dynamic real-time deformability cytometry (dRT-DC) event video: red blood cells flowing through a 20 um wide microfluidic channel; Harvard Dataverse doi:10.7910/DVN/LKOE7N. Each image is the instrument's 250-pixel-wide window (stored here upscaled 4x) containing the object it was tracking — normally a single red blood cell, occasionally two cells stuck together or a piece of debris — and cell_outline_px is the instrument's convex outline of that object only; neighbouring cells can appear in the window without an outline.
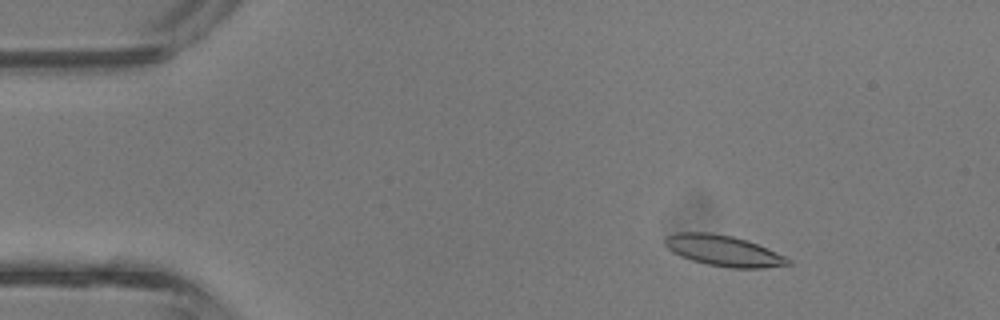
{"species": "common noctule bat (a hibernating species)", "species_latin": "Nyctalus noctula", "temperature_condition": "room temperature", "stored_images_in_passage": 11, "camera_frame_rate_fps": 3000, "um_per_image_px": 0.085, "animal": {"sex": "male", "body_mass_g": 13.3}, "frame": {"image": 1, "passage_image": 6, "time_ms": 1.667, "image_size_px": [1000, 320], "cell_outline_px": [[792, 264], [764, 268], [728, 268], [708, 264], [692, 260], [680, 256], [672, 252], [664, 244], [664, 236], [680, 232], [708, 232], [732, 236], [748, 240], [768, 248], [792, 260]], "centroid_in_image_um": [61.5, 21.31], "position_along_channel_um": 23.5, "area_um2": 22.25}}